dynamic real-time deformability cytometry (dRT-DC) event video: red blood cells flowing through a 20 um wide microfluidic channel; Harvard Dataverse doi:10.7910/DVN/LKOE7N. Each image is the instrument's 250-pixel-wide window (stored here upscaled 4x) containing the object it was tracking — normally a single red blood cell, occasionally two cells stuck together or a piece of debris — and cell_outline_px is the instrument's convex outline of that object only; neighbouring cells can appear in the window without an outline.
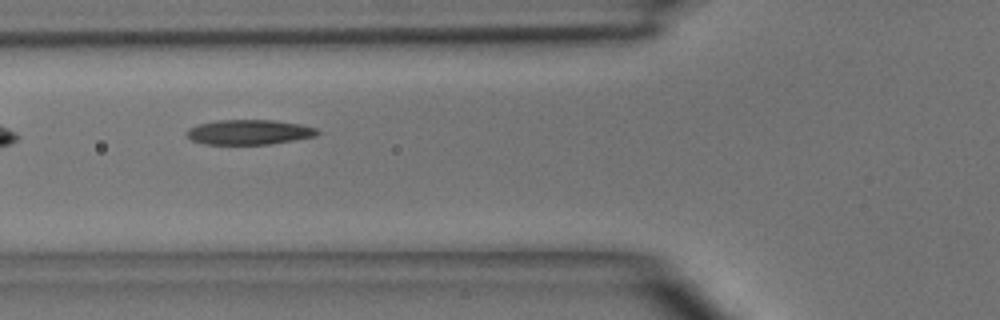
{"species": "common noctule bat (a hibernating species)", "species_latin": "Nyctalus noctula", "temperature_condition": "room temperature", "stored_images_in_passage": 6, "camera_frame_rate_fps": 3000, "um_per_image_px": 0.085, "animal": {"sex": "male", "body_mass_g": 15.6}, "frame": {"image": 1, "passage_image": 5, "time_ms": 4.667, "image_size_px": [1000, 320], "cell_outline_px": [[320, 132], [316, 136], [268, 144], [204, 144], [192, 140], [184, 132], [188, 128], [200, 124], [216, 120], [272, 120], [300, 124], [316, 128]], "centroid_in_image_um": [21.15, 11.23], "position_along_channel_um": 104.7, "area_um2": 18.84}}